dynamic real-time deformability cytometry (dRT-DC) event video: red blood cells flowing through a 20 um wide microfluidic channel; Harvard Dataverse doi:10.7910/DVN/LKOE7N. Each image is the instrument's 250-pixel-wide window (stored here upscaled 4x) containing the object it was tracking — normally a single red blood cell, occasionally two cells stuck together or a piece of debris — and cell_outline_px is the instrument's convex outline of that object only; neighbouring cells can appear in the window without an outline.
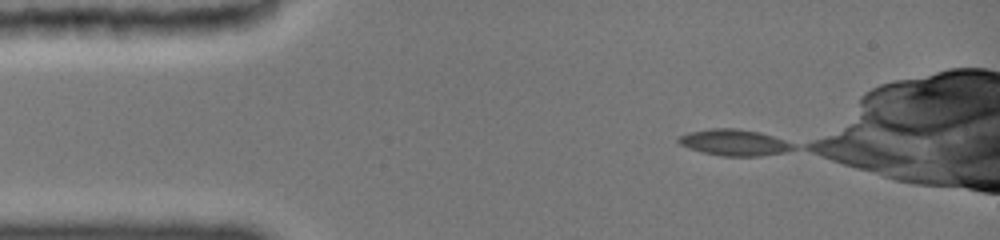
{"species": "common noctule bat (a hibernating species)", "species_latin": "Nyctalus noctula", "temperature_condition": "cold", "stored_images_in_passage": 66, "camera_frame_rate_fps": 3000, "um_per_image_px": 0.085, "animal": {"sex": "female", "body_mass_g": 19.0, "forearm_length_mm": 51.5}, "frame": {"image": 1, "passage_image": 1, "time_ms": 0.0, "image_size_px": [1000, 240], "cell_outline_px": [[796, 148], [780, 152], [756, 156], [724, 156], [704, 152], [680, 144], [676, 140], [680, 136], [692, 132], [716, 128], [732, 128], [756, 132], [792, 144]], "centroid_in_image_um": [62.35, 12.12], "position_along_channel_um": 22.7, "area_um2": 16.53}}
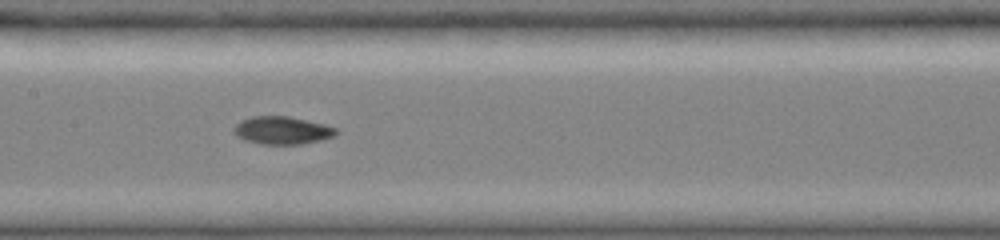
{"frame": {"image": 2, "passage_image": 33, "time_ms": 5.667, "image_size_px": [1000, 240], "cell_outline_px": [[336, 132], [332, 136], [320, 140], [304, 144], [264, 144], [248, 140], [240, 136], [236, 132], [236, 124], [244, 120], [256, 116], [288, 116], [324, 124], [336, 128]], "centroid_in_image_um": [24.05, 11.08], "position_along_channel_um": 183.3, "area_um2": 15.9}}
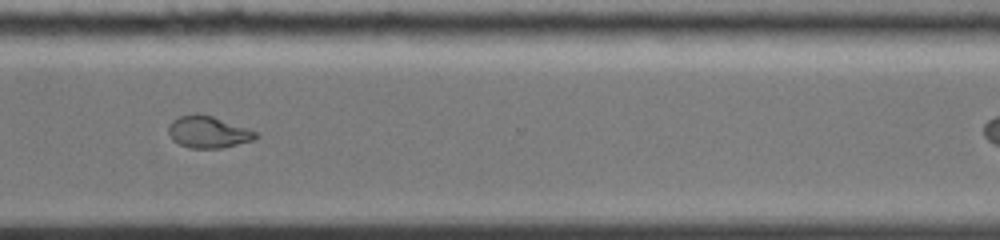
{"frame": {"image": 3, "passage_image": 65, "time_ms": 10.0, "image_size_px": [1000, 240], "cell_outline_px": [[256, 136], [252, 140], [220, 148], [188, 148], [172, 140], [168, 132], [168, 128], [172, 120], [180, 116], [196, 112], [200, 112], [248, 128], [256, 132]], "centroid_in_image_um": [17.64, 11.2], "position_along_channel_um": 353.0, "area_um2": 16.13}}